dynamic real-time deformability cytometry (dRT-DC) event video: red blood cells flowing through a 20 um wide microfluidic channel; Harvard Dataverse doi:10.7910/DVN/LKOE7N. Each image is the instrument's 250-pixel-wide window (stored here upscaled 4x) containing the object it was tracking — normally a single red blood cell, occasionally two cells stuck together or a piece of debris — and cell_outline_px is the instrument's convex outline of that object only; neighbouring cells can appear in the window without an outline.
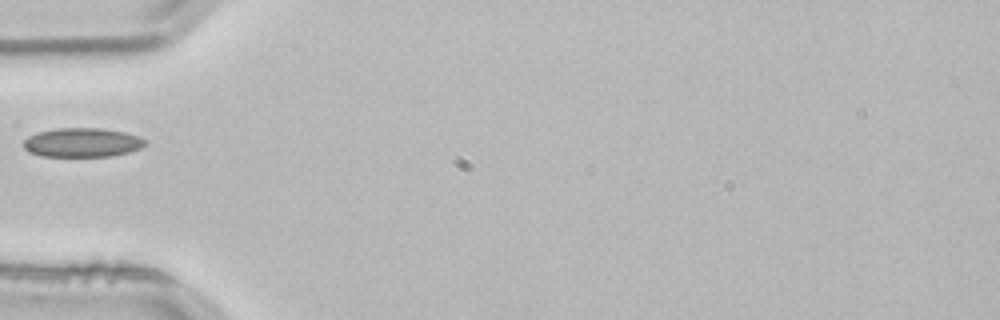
{"species": "common noctule bat (a hibernating species)", "species_latin": "Nyctalus noctula", "temperature_condition": "room temperature", "stored_images_in_passage": 5, "camera_frame_rate_fps": 3000, "um_per_image_px": 0.085, "animal": {"sex": "male", "body_mass_g": 21.5, "forearm_length_mm": 52.0}, "frame": {"image": 1, "passage_image": 5, "time_ms": 1.333, "image_size_px": [1000, 320], "cell_outline_px": [[148, 144], [140, 148], [128, 152], [112, 156], [40, 156], [28, 152], [24, 148], [24, 140], [28, 136], [36, 132], [56, 128], [104, 128], [124, 132], [140, 136]], "centroid_in_image_um": [6.98, 12.11], "position_along_channel_um": 78.0, "area_um2": 20.81}}